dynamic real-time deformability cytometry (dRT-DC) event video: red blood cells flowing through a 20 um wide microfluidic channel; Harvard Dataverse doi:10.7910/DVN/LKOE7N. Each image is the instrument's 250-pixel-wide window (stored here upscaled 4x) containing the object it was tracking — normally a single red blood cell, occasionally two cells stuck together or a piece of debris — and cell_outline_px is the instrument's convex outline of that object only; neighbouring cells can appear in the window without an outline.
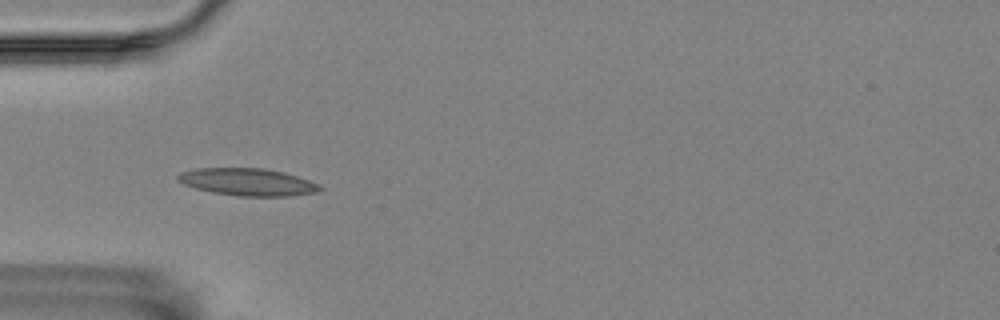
{"species": "Egyptian fruit bat (a non-hibernating species)", "species_latin": "Rousettus aegyptiacus", "temperature_condition": "room temperature", "stored_images_in_passage": 11, "camera_frame_rate_fps": 3000, "um_per_image_px": 0.085, "animal": {"sex": "female"}, "frame": {"image": 1, "passage_image": 5, "time_ms": 1.333, "image_size_px": [1000, 320], "cell_outline_px": [[324, 188], [316, 192], [288, 196], [236, 196], [212, 192], [196, 188], [184, 184], [176, 180], [176, 176], [180, 172], [196, 168], [264, 168], [284, 172], [320, 184]], "centroid_in_image_um": [21.03, 15.47], "position_along_channel_um": 64.0, "area_um2": 22.66}}
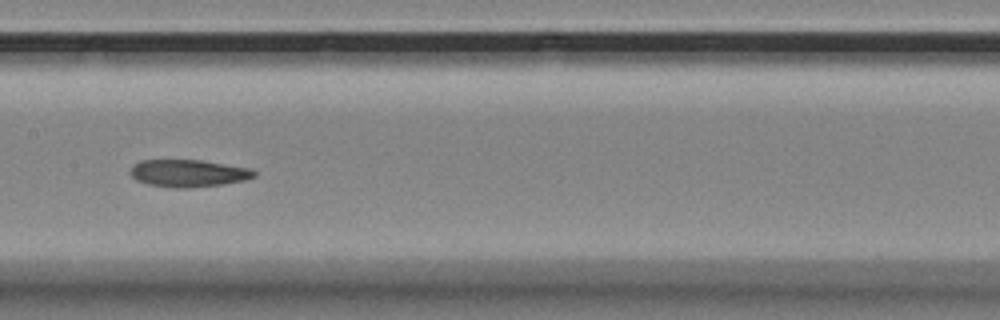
{"frame": {"image": 2, "passage_image": 8, "time_ms": 2.333, "image_size_px": [1000, 320], "cell_outline_px": [[256, 176], [248, 180], [224, 184], [192, 188], [176, 188], [148, 184], [136, 180], [128, 172], [132, 164], [140, 160], [200, 160], [252, 168], [256, 172]], "centroid_in_image_um": [16.02, 14.73], "position_along_channel_um": 191.4, "area_um2": 20.06}}
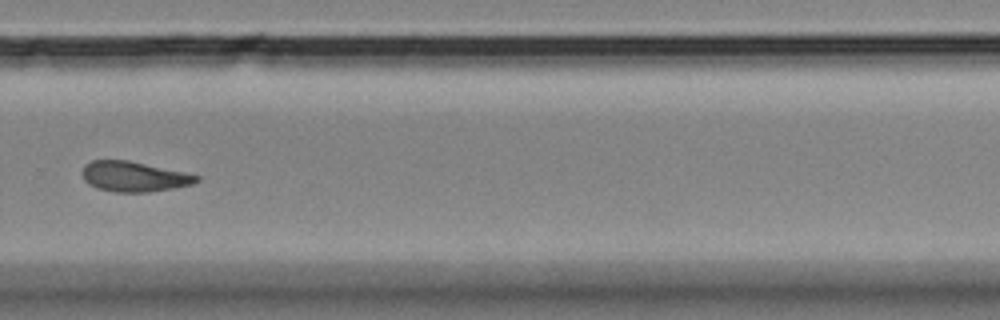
{"frame": {"image": 3, "passage_image": 11, "time_ms": 3.333, "image_size_px": [1000, 320], "cell_outline_px": [[200, 180], [192, 184], [172, 188], [148, 192], [112, 192], [96, 188], [88, 184], [84, 180], [80, 172], [84, 164], [92, 160], [128, 160], [184, 172], [200, 176]], "centroid_in_image_um": [11.33, 15.01], "position_along_channel_um": 318.5, "area_um2": 20.23}}